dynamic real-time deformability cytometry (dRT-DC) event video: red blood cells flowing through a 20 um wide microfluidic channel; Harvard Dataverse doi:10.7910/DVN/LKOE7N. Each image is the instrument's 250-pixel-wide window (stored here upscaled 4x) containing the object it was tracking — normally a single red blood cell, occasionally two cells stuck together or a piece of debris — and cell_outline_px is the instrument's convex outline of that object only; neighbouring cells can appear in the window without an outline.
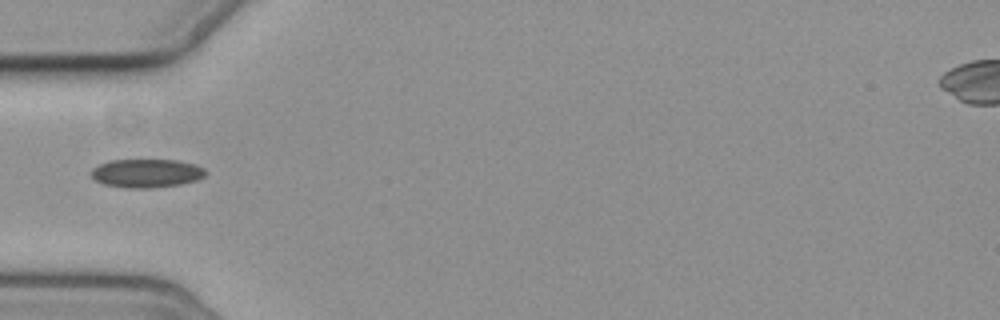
{"species": "common noctule bat (a hibernating species)", "species_latin": "Nyctalus noctula", "temperature_condition": "cold", "stored_images_in_passage": 5, "camera_frame_rate_fps": 3000, "um_per_image_px": 0.085, "animal": {"sex": "female", "body_mass_g": 19.3, "forearm_length_mm": 54.1}, "frame": {"image": 1, "passage_image": 5, "time_ms": 5.667, "image_size_px": [1000, 320], "cell_outline_px": [[208, 172], [204, 176], [196, 180], [180, 184], [148, 188], [128, 188], [104, 184], [96, 180], [92, 176], [92, 168], [108, 160], [180, 160], [196, 164], [204, 168]], "centroid_in_image_um": [12.48, 14.71], "position_along_channel_um": 72.5, "area_um2": 19.02}}